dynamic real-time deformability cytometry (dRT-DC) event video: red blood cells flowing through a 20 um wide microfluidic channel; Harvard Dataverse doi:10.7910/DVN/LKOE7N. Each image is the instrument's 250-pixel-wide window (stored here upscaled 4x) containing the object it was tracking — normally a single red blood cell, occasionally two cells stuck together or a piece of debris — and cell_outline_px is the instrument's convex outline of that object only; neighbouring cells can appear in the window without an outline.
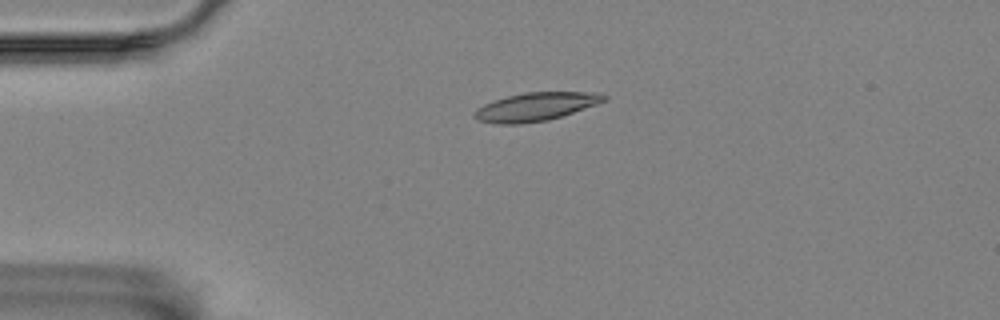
{"species": "Egyptian fruit bat (a non-hibernating species)", "species_latin": "Rousettus aegyptiacus", "temperature_condition": "room temperature", "stored_images_in_passage": 5, "camera_frame_rate_fps": 3000, "um_per_image_px": 0.085, "animal": {"sex": "female"}, "frame": {"image": 1, "passage_image": 4, "time_ms": 3.333, "image_size_px": [1000, 320], "cell_outline_px": [[608, 96], [604, 100], [596, 104], [548, 120], [520, 124], [496, 124], [480, 120], [472, 116], [472, 112], [476, 108], [492, 100], [524, 92], [600, 92]], "centroid_in_image_um": [45.48, 9.06], "position_along_channel_um": 39.5, "area_um2": 21.33}}